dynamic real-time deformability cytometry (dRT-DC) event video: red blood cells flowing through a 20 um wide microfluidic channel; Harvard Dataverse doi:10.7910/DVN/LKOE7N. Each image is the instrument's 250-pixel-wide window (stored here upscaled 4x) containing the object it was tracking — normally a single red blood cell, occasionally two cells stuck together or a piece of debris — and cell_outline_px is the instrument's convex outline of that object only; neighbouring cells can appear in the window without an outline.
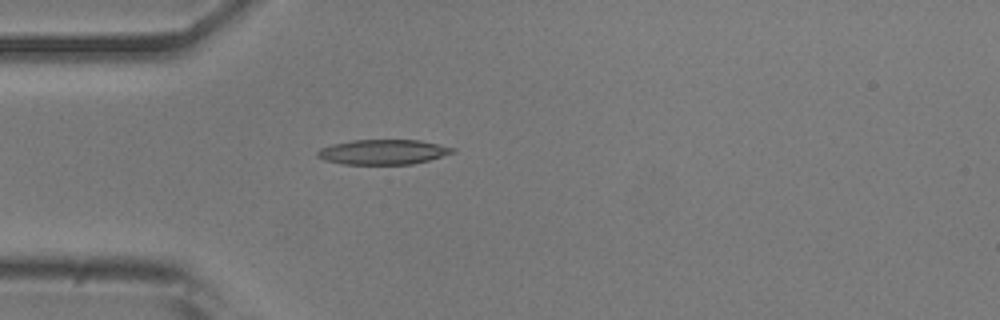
{"species": "common noctule bat (a hibernating species)", "species_latin": "Nyctalus noctula", "temperature_condition": "room temperature", "stored_images_in_passage": 51, "camera_frame_rate_fps": 3000, "um_per_image_px": 0.085, "animal": {"sex": "male", "body_mass_g": 20.5, "forearm_length_mm": 52.5}, "frame": {"image": 1, "passage_image": 14, "time_ms": 4.333, "image_size_px": [1000, 320], "cell_outline_px": [[456, 152], [428, 160], [412, 164], [344, 164], [324, 160], [316, 156], [316, 152], [320, 148], [332, 144], [352, 140], [420, 140], [456, 148]], "centroid_in_image_um": [32.55, 12.91], "position_along_channel_um": 52.4, "area_um2": 19.65}}
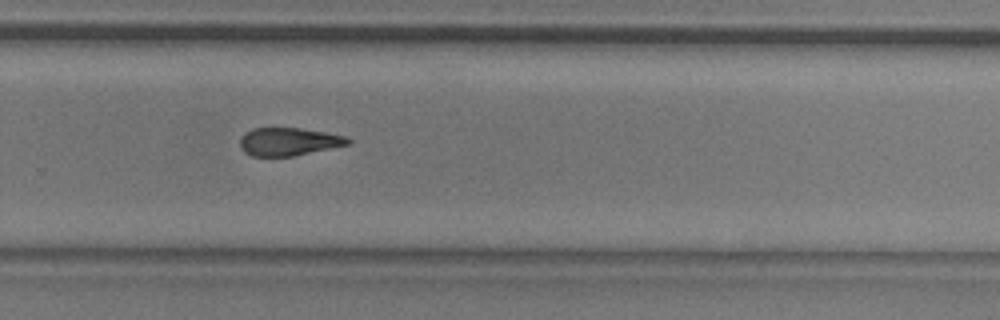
{"frame": {"image": 2, "passage_image": 34, "time_ms": 11.0, "image_size_px": [1000, 320], "cell_outline_px": [[352, 144], [292, 156], [252, 156], [244, 152], [240, 148], [240, 140], [244, 132], [252, 128], [300, 128], [348, 136], [352, 140]], "centroid_in_image_um": [24.56, 12.03], "position_along_channel_um": 305.2, "area_um2": 17.74}}
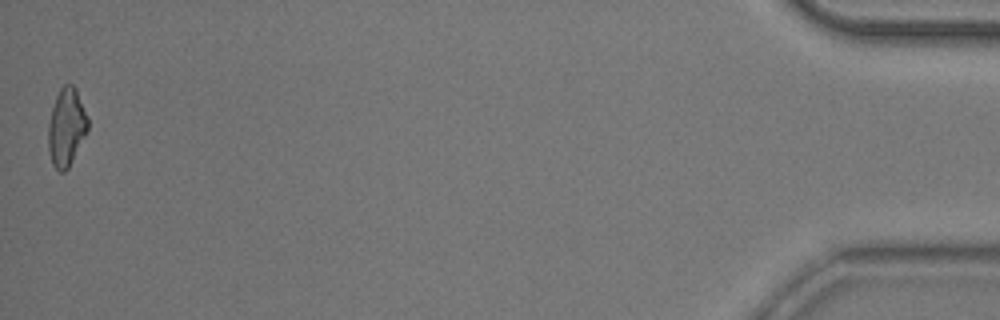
{"frame": {"image": 3, "passage_image": 51, "time_ms": 16.667, "image_size_px": [1000, 320], "cell_outline_px": [[88, 128], [68, 168], [64, 172], [60, 172], [52, 164], [48, 148], [48, 124], [52, 108], [56, 96], [60, 88], [64, 84], [72, 84], [76, 88], [88, 120]], "centroid_in_image_um": [5.62, 10.8], "position_along_channel_um": 429.6, "area_um2": 17.69}, "authors_computed_cell_mechanics": {"area_um2": 18.9584, "velocity_mm_per_s": 3.8941, "shape_relaxation_time_tau1_ms": null, "shape_relaxation_time_tau2_ms": 5.4946, "deformation_change_tau1": null, "deformation_change_tau2": 0.1729}}